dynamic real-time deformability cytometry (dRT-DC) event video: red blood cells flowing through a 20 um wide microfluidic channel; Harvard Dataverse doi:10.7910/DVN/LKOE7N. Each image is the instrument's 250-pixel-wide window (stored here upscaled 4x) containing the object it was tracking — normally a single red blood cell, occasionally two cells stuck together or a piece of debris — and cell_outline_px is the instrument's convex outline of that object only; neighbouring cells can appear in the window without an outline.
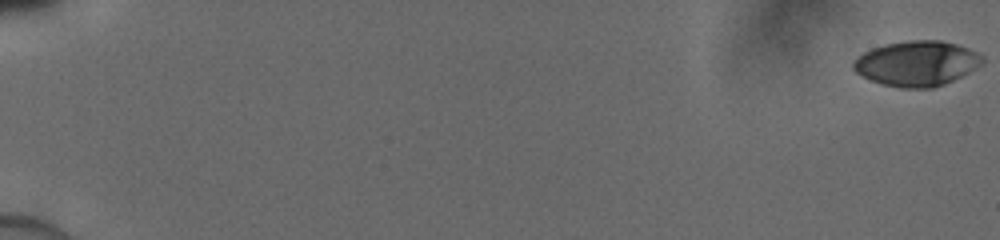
{"species": "human", "species_latin": "Homo sapiens", "temperature_condition": "cold", "stored_images_in_passage": 52, "camera_frame_rate_fps": 3000, "um_per_image_px": 0.085, "donor": {"sex": "male"}, "frame": {"image": 1, "passage_image": 1, "time_ms": 0.0, "image_size_px": [1000, 240], "cell_outline_px": [[984, 60], [980, 64], [968, 72], [944, 84], [932, 88], [900, 88], [884, 84], [872, 80], [856, 72], [852, 68], [852, 64], [864, 52], [872, 48], [884, 44], [908, 40], [940, 40], [956, 44], [968, 48], [984, 56]], "centroid_in_image_um": [77.93, 5.38], "position_along_channel_um": 7.1, "area_um2": 33.58}}
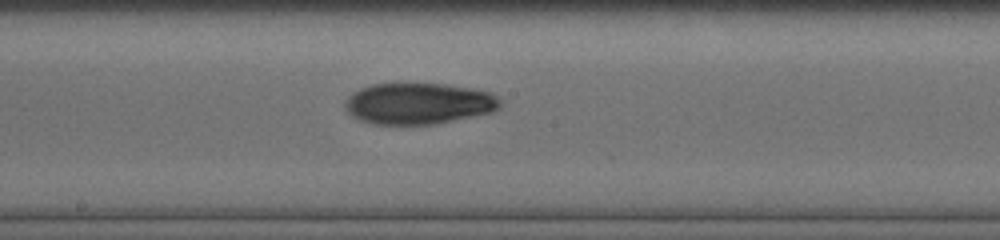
{"frame": {"image": 2, "passage_image": 31, "time_ms": 10.0, "image_size_px": [1000, 240], "cell_outline_px": [[500, 108], [492, 112], [436, 124], [376, 124], [360, 120], [352, 116], [348, 112], [344, 104], [348, 96], [360, 88], [372, 84], [444, 84], [472, 88], [492, 92], [500, 100]], "centroid_in_image_um": [35.6, 8.8], "position_along_channel_um": 212.6, "area_um2": 37.22}}
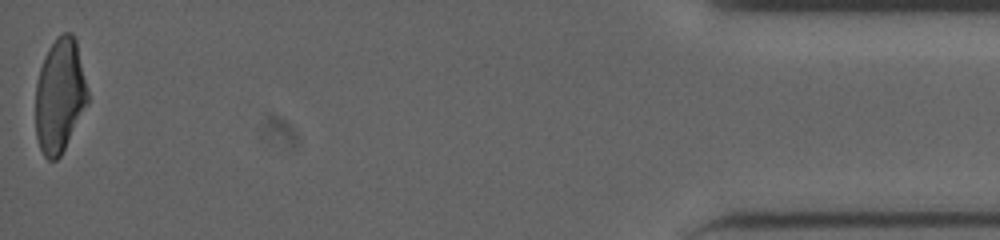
{"frame": {"image": 3, "passage_image": 52, "time_ms": 17.0, "image_size_px": [1000, 240], "cell_outline_px": [[88, 104], [60, 156], [56, 160], [48, 160], [44, 156], [40, 148], [36, 136], [36, 80], [44, 56], [48, 48], [64, 32], [72, 32], [76, 40], [88, 92]], "centroid_in_image_um": [5.07, 8.14], "position_along_channel_um": 430.1, "area_um2": 34.51}}